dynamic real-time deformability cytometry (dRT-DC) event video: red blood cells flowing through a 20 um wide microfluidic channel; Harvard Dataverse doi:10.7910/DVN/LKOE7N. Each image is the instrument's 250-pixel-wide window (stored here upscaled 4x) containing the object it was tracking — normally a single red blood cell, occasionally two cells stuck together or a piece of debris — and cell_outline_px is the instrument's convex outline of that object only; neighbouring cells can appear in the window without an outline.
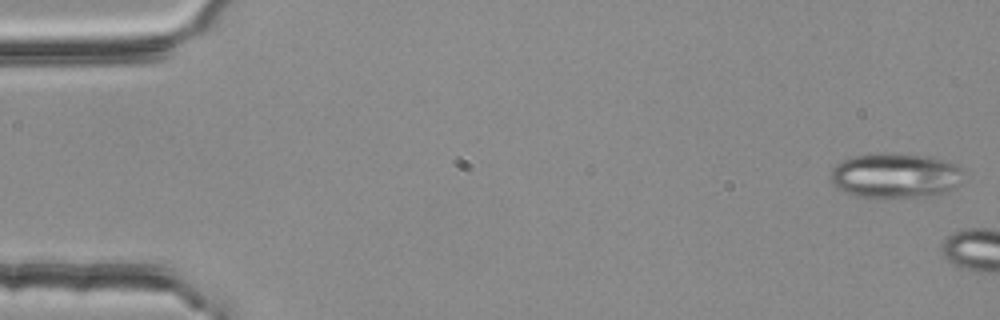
{"species": "common noctule bat (a hibernating species)", "species_latin": "Nyctalus noctula", "temperature_condition": "room temperature", "stored_images_in_passage": 6, "camera_frame_rate_fps": 3000, "um_per_image_px": 0.085, "animal": {"sex": "female", "body_mass_g": 25.1}, "frame": {"image": 1, "passage_image": 1, "time_ms": 0.0, "image_size_px": [1000, 320], "cell_outline_px": [[968, 172], [960, 184], [944, 192], [932, 196], [884, 200], [876, 200], [856, 196], [836, 188], [832, 180], [832, 168], [836, 164], [852, 156], [880, 152], [884, 152], [924, 156], [944, 160], [956, 164]], "centroid_in_image_um": [76.14, 14.96], "position_along_channel_um": 8.9, "area_um2": 35.95}}